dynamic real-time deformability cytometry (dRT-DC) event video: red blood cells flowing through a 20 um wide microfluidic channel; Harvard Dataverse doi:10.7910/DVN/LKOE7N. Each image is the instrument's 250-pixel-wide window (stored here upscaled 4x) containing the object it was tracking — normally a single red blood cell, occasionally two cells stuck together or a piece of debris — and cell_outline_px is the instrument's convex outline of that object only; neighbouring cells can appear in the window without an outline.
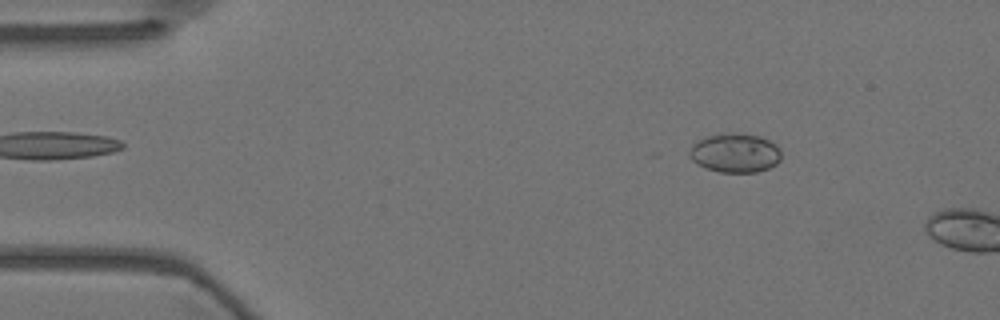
{"species": "Egyptian fruit bat (a non-hibernating species)", "species_latin": "Rousettus aegyptiacus", "temperature_condition": "warm", "stored_images_in_passage": 9, "camera_frame_rate_fps": 3000, "um_per_image_px": 0.085, "animal": {"sex": "female"}, "frame": {"image": 1, "passage_image": 7, "time_ms": 2.0, "image_size_px": [1000, 320], "cell_outline_px": [[780, 160], [776, 164], [768, 168], [756, 172], [720, 172], [708, 168], [692, 160], [688, 156], [688, 152], [692, 144], [696, 140], [708, 136], [732, 132], [736, 132], [760, 136], [776, 144], [780, 148]], "centroid_in_image_um": [62.48, 12.98], "position_along_channel_um": 22.5, "area_um2": 20.98}}